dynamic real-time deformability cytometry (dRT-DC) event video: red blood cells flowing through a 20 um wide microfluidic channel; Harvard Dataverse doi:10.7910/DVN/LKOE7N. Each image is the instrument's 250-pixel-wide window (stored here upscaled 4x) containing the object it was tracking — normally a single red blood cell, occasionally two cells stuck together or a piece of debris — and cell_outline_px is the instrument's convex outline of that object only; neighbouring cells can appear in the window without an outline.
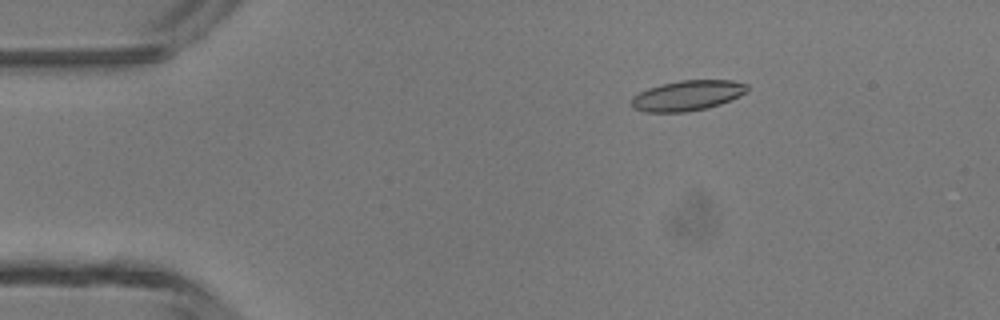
{"species": "common noctule bat (a hibernating species)", "species_latin": "Nyctalus noctula", "temperature_condition": "room temperature", "stored_images_in_passage": 47, "camera_frame_rate_fps": 3000, "um_per_image_px": 0.085, "animal": {"sex": "male", "body_mass_g": 13.3}, "frame": {"image": 1, "passage_image": 8, "time_ms": 2.333, "image_size_px": [1000, 320], "cell_outline_px": [[748, 92], [740, 96], [720, 104], [708, 108], [688, 112], [644, 112], [632, 108], [632, 96], [648, 88], [660, 84], [680, 80], [732, 80], [748, 84]], "centroid_in_image_um": [58.44, 8.12], "position_along_channel_um": 26.6, "area_um2": 20.63}}
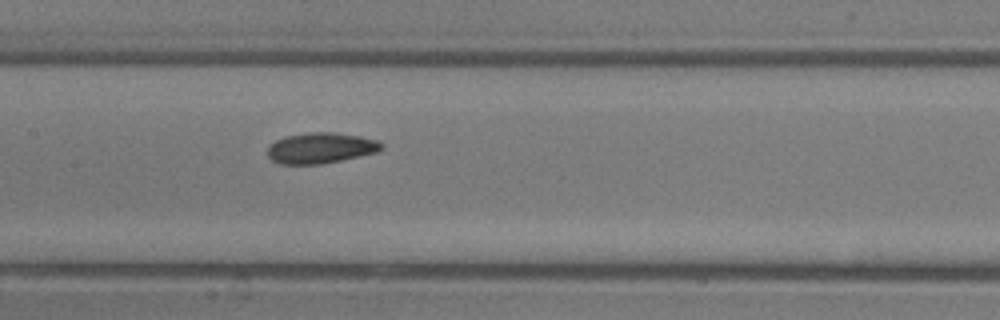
{"frame": {"image": 2, "passage_image": 23, "time_ms": 7.333, "image_size_px": [1000, 320], "cell_outline_px": [[384, 148], [376, 152], [340, 160], [320, 164], [280, 164], [272, 160], [268, 156], [268, 148], [276, 140], [284, 136], [308, 132], [332, 132], [360, 136], [376, 140], [384, 144]], "centroid_in_image_um": [27.26, 12.57], "position_along_channel_um": 180.1, "area_um2": 20.29}}
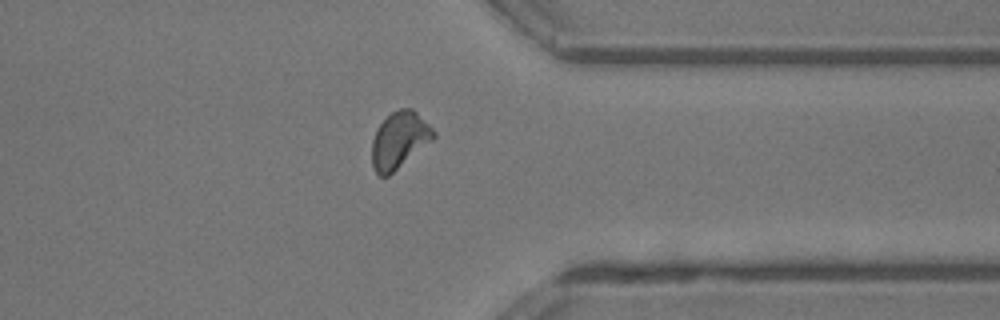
{"frame": {"image": 3, "passage_image": 37, "time_ms": 12.0, "image_size_px": [1000, 320], "cell_outline_px": [[436, 136], [432, 140], [388, 176], [380, 176], [372, 168], [372, 140], [376, 128], [392, 112], [400, 108], [412, 108], [436, 132]], "centroid_in_image_um": [33.92, 11.91], "position_along_channel_um": 377.5, "area_um2": 20.06}, "authors_computed_cell_mechanics": {"area_um2": 20.0566, "velocity_mm_per_s": 4.3717, "shape_relaxation_time_tau1_ms": 7.3013, "shape_relaxation_time_tau2_ms": 2.661, "deformation_change_tau1": 0.1784, "deformation_change_tau2": 0.0917}}